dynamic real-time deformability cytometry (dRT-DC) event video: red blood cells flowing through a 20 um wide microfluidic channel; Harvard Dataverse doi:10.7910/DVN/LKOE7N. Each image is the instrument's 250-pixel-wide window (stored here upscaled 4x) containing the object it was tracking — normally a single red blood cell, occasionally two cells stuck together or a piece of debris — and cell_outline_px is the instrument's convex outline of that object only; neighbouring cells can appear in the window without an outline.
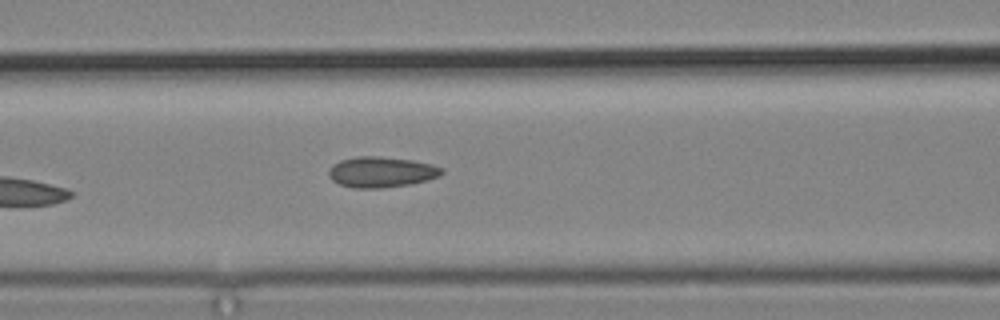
{"species": "common noctule bat (a hibernating species)", "species_latin": "Nyctalus noctula", "temperature_condition": "cold", "stored_images_in_passage": 7, "segment_of_instrument_passage": [1, 2], "camera_frame_rate_fps": 3000, "um_per_image_px": 0.085, "animal": {"sex": "male", "body_mass_g": 19.2, "forearm_length_mm": 51.8}, "frame": {"image": 1, "passage_image": 6, "time_ms": 6.0, "image_size_px": [1000, 320], "cell_outline_px": [[444, 172], [440, 176], [412, 184], [380, 188], [352, 188], [340, 184], [332, 180], [328, 176], [328, 172], [332, 164], [340, 160], [356, 156], [380, 156], [412, 160], [432, 164], [444, 168]], "centroid_in_image_um": [32.41, 14.62], "position_along_channel_um": 134.2, "area_um2": 20.4}}